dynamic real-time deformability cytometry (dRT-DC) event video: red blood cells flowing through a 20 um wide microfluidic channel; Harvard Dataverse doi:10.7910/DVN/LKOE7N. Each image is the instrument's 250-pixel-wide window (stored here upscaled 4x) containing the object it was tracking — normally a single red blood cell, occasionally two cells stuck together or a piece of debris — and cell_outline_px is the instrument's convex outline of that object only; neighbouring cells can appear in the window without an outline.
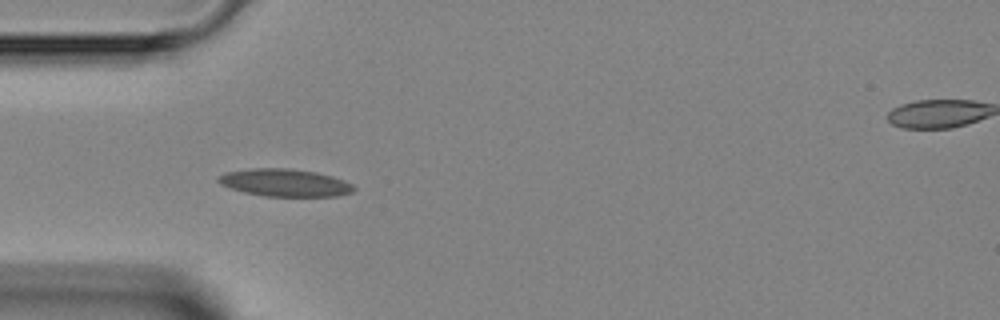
{"species": "Egyptian fruit bat (a non-hibernating species)", "species_latin": "Rousettus aegyptiacus", "temperature_condition": "room temperature", "stored_images_in_passage": 6, "camera_frame_rate_fps": 3000, "um_per_image_px": 0.085, "animal": {"sex": "female"}, "frame": {"image": 1, "passage_image": 4, "time_ms": 3.333, "image_size_px": [1000, 320], "cell_outline_px": [[356, 188], [352, 192], [336, 196], [264, 196], [244, 192], [220, 184], [216, 180], [224, 172], [256, 168], [292, 168], [316, 172], [332, 176], [344, 180], [352, 184]], "centroid_in_image_um": [24.23, 15.52], "position_along_channel_um": 60.8, "area_um2": 21.68}}
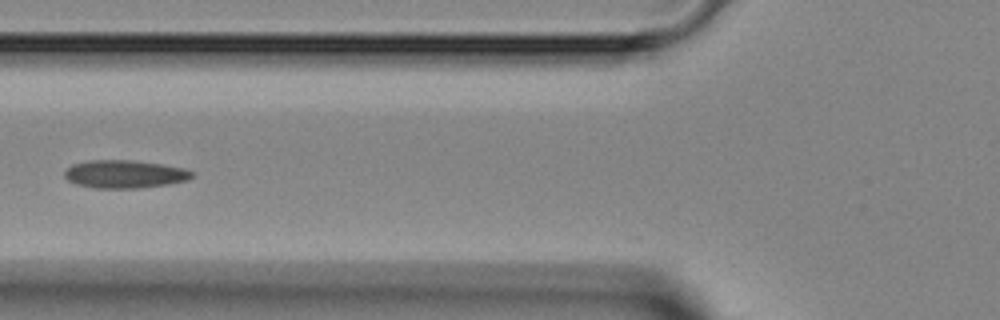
{"frame": {"image": 2, "passage_image": 5, "time_ms": 4.667, "image_size_px": [1000, 320], "cell_outline_px": [[192, 176], [188, 180], [168, 184], [136, 188], [92, 188], [76, 184], [68, 180], [64, 176], [64, 172], [72, 164], [88, 160], [132, 160], [160, 164], [184, 168], [192, 172]], "centroid_in_image_um": [10.56, 14.8], "position_along_channel_um": 115.2, "area_um2": 20.69}}
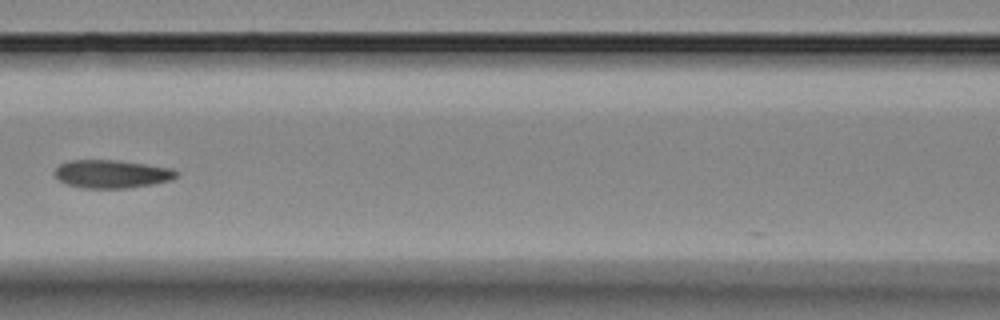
{"frame": {"image": 3, "passage_image": 6, "time_ms": 5.667, "image_size_px": [1000, 320], "cell_outline_px": [[176, 176], [172, 180], [152, 184], [128, 188], [84, 188], [68, 184], [60, 180], [56, 176], [56, 168], [60, 164], [68, 160], [116, 160], [172, 168], [176, 172]], "centroid_in_image_um": [9.5, 14.78], "position_along_channel_um": 157.1, "area_um2": 19.71}}